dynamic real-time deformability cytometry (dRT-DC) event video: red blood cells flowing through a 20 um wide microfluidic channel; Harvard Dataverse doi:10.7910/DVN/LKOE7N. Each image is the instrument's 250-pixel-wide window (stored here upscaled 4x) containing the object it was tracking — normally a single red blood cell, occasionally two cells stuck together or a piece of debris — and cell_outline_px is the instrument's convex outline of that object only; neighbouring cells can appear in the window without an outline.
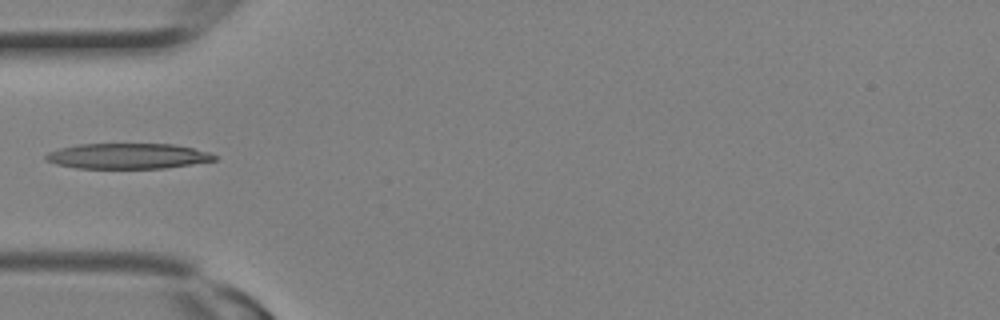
{"species": "Egyptian fruit bat (a non-hibernating species)", "species_latin": "Rousettus aegyptiacus", "temperature_condition": "room temperature", "stored_images_in_passage": 2, "camera_frame_rate_fps": 3000, "um_per_image_px": 0.085, "animal": {"sex": "female"}, "frame": {"image": 1, "passage_image": 2, "time_ms": 0.333, "image_size_px": [1000, 320], "cell_outline_px": [[216, 160], [164, 168], [76, 168], [56, 164], [48, 160], [44, 156], [48, 152], [60, 148], [76, 144], [176, 144], [208, 152], [216, 156]], "centroid_in_image_um": [10.83, 13.26], "position_along_channel_um": 74.2, "area_um2": 24.85}}